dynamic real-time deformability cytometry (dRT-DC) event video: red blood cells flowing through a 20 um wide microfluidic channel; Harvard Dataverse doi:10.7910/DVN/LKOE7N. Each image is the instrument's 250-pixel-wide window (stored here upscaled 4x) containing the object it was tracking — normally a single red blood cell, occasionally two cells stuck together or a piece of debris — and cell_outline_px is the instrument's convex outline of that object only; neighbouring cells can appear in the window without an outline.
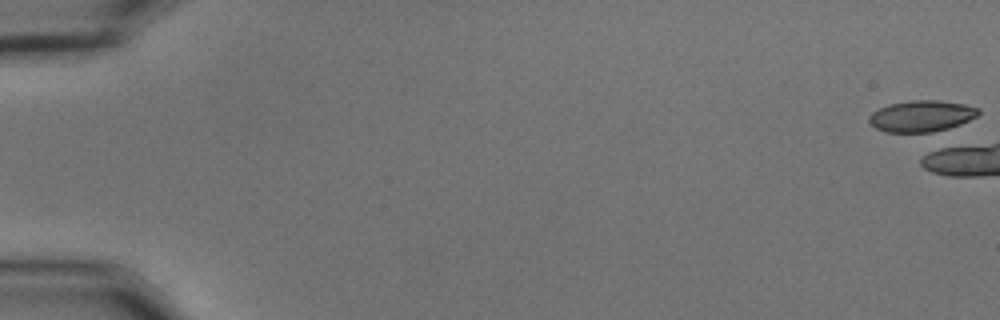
{"species": "common noctule bat (a hibernating species)", "species_latin": "Nyctalus noctula", "temperature_condition": "cold", "stored_images_in_passage": 1, "camera_frame_rate_fps": 3000, "um_per_image_px": 0.085, "animal": {"sex": "male", "body_mass_g": 15.6}, "frame": {"image": 1, "passage_image": 1, "time_ms": 0.0, "image_size_px": [1000, 320], "cell_outline_px": [[980, 112], [976, 116], [960, 124], [940, 132], [884, 132], [876, 128], [868, 120], [872, 112], [888, 104], [912, 100], [936, 100], [964, 104], [980, 108]], "centroid_in_image_um": [78.34, 9.87], "position_along_channel_um": 6.7, "area_um2": 20.0}}